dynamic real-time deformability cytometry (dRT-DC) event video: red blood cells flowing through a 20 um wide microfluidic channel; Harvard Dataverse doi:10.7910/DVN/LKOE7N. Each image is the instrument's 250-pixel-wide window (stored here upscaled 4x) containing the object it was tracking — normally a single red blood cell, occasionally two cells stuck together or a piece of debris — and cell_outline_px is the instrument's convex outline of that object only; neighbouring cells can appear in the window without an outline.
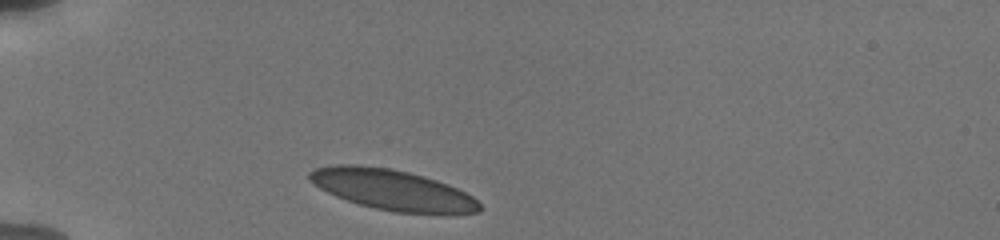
{"species": "human", "species_latin": "Homo sapiens", "temperature_condition": "cold", "stored_images_in_passage": 31, "camera_frame_rate_fps": 3000, "um_per_image_px": 0.085, "donor": {"sex": "male"}, "frame": {"image": 1, "passage_image": 1, "time_ms": 0.0, "image_size_px": [1000, 240], "cell_outline_px": [[484, 208], [480, 212], [396, 212], [376, 208], [360, 204], [336, 196], [320, 188], [308, 180], [308, 172], [316, 168], [332, 164], [356, 164], [392, 168], [424, 176], [448, 184], [472, 196]], "centroid_in_image_um": [33.3, 16.09], "position_along_channel_um": 51.7, "area_um2": 39.65}}
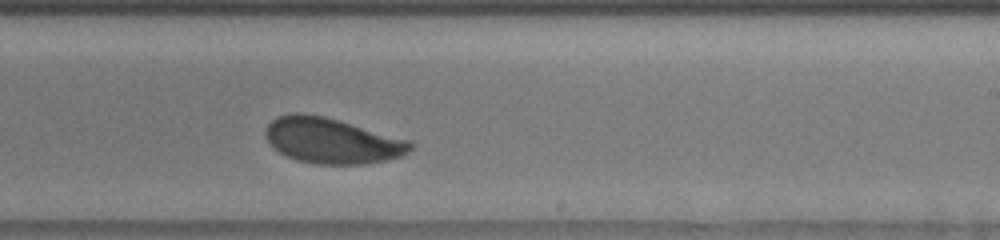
{"frame": {"image": 2, "passage_image": 20, "time_ms": 6.333, "image_size_px": [1000, 240], "cell_outline_px": [[416, 144], [408, 152], [400, 156], [388, 160], [364, 164], [316, 164], [296, 160], [280, 152], [268, 144], [264, 136], [264, 132], [268, 124], [276, 116], [292, 112], [304, 112], [324, 116], [340, 120], [408, 140]], "centroid_in_image_um": [28.17, 11.94], "position_along_channel_um": 260.8, "area_um2": 38.73}}
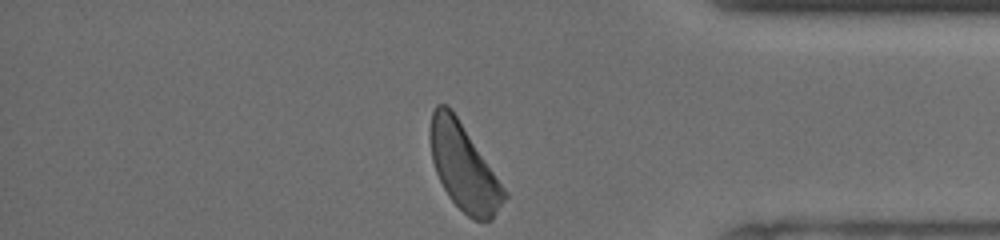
{"frame": {"image": 3, "passage_image": 31, "time_ms": 10.333, "image_size_px": [1000, 240], "cell_outline_px": [[508, 196], [492, 220], [472, 220], [448, 196], [436, 172], [432, 160], [428, 136], [432, 112], [436, 104], [448, 104], [452, 108], [508, 192]], "centroid_in_image_um": [39.41, 14.18], "position_along_channel_um": 395.8, "area_um2": 37.45}, "authors_computed_cell_mechanics": {"area_um2": 38.726, "velocity_mm_per_s": 3.736, "shape_relaxation_time_tau1_ms": 2.6308, "shape_relaxation_time_tau2_ms": null, "deformation_change_tau1": 0.0991, "deformation_change_tau2": null}}